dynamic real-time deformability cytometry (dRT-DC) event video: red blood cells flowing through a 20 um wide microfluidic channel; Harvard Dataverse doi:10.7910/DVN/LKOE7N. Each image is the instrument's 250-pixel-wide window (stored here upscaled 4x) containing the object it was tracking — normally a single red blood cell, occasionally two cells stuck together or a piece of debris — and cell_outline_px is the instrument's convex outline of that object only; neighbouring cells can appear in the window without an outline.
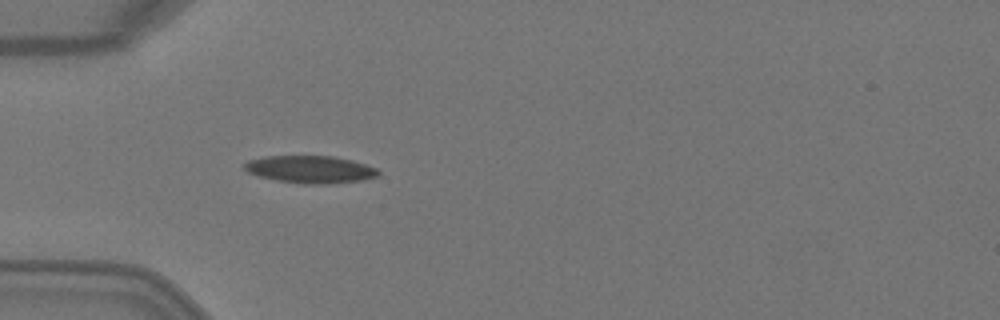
{"species": "Egyptian fruit bat (a non-hibernating species)", "species_latin": "Rousettus aegyptiacus", "temperature_condition": "warm", "stored_images_in_passage": 3, "camera_frame_rate_fps": 3000, "um_per_image_px": 0.085, "animal": {"sex": "female"}, "frame": {"image": 1, "passage_image": 3, "time_ms": 0.667, "image_size_px": [1000, 320], "cell_outline_px": [[380, 172], [376, 176], [360, 180], [320, 184], [304, 184], [280, 180], [260, 176], [248, 172], [244, 168], [244, 164], [248, 160], [264, 156], [332, 156], [352, 160], [376, 168]], "centroid_in_image_um": [26.35, 14.38], "position_along_channel_um": 58.6, "area_um2": 20.98}}